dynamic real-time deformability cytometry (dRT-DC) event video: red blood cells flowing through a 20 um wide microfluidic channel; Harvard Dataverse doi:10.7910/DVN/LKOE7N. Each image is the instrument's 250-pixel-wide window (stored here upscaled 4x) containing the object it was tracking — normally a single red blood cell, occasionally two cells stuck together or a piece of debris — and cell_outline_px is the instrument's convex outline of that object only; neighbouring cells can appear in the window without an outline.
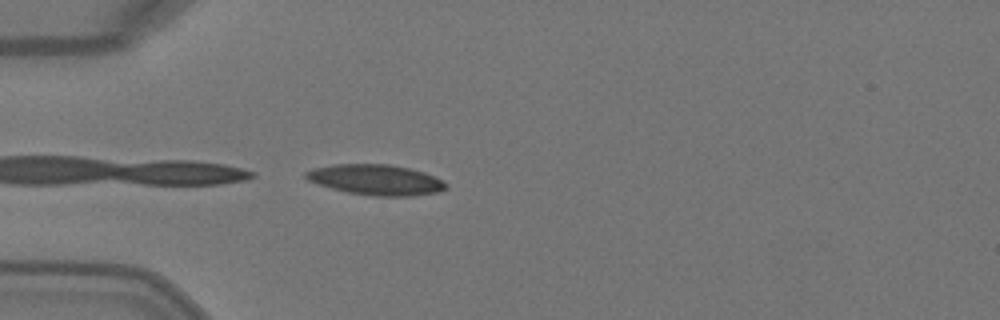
{"species": "Egyptian fruit bat (a non-hibernating species)", "species_latin": "Rousettus aegyptiacus", "temperature_condition": "warm", "stored_images_in_passage": 4, "camera_frame_rate_fps": 3000, "um_per_image_px": 0.085, "animal": {"sex": "female"}, "frame": {"image": 1, "passage_image": 4, "time_ms": 1.0, "image_size_px": [1000, 320], "cell_outline_px": [[448, 188], [436, 192], [412, 196], [372, 196], [348, 192], [332, 188], [308, 180], [304, 176], [304, 172], [312, 168], [332, 164], [388, 164], [408, 168], [424, 172], [444, 180], [448, 184]], "centroid_in_image_um": [31.96, 15.28], "position_along_channel_um": 53.0, "area_um2": 24.91}}